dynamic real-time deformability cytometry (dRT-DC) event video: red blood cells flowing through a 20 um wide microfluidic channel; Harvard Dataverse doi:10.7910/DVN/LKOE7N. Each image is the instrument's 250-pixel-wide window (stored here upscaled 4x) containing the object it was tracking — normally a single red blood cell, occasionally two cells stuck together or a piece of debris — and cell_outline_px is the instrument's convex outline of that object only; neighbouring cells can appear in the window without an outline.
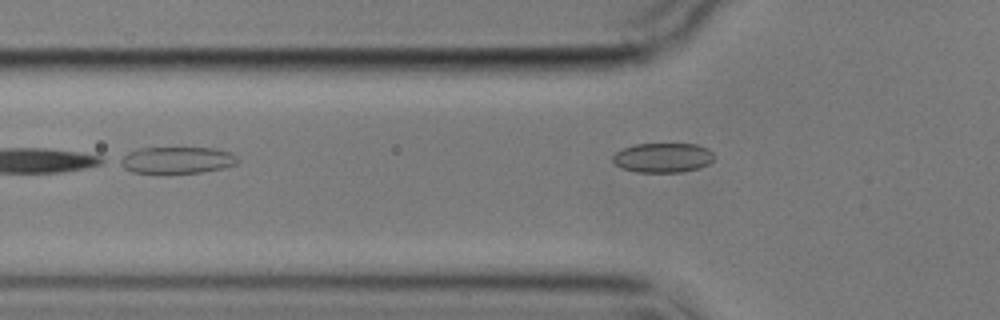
{"species": "common noctule bat (a hibernating species)", "species_latin": "Nyctalus noctula", "temperature_condition": "cold", "stored_images_in_passage": 3, "camera_frame_rate_fps": 3000, "um_per_image_px": 0.085, "animal": {"sex": "male", "body_mass_g": 17.9}, "frame": {"image": 1, "passage_image": 3, "time_ms": 2.333, "image_size_px": [1000, 320], "cell_outline_px": [[716, 156], [708, 164], [700, 168], [680, 172], [636, 172], [624, 168], [616, 164], [612, 160], [612, 156], [616, 152], [624, 148], [636, 144], [696, 144], [708, 148]], "centroid_in_image_um": [56.38, 13.4], "position_along_channel_um": 69.4, "area_um2": 17.46}}